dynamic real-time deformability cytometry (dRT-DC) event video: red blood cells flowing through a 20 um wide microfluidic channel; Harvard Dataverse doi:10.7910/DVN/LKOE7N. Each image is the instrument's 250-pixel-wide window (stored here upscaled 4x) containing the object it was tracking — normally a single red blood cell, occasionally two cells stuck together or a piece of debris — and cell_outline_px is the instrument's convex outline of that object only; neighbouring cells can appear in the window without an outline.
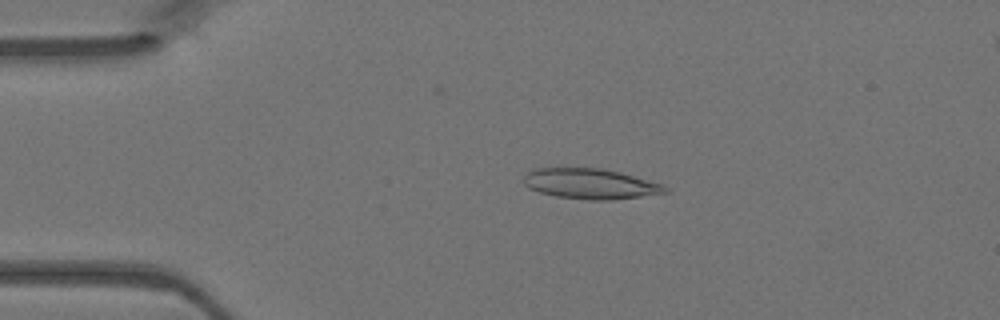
{"species": "Egyptian fruit bat (a non-hibernating species)", "species_latin": "Rousettus aegyptiacus", "temperature_condition": "warm", "stored_images_in_passage": 42, "camera_frame_rate_fps": 3000, "um_per_image_px": 0.085, "animal": {"sex": "female"}, "frame": {"image": 1, "passage_image": 5, "time_ms": 1.333, "image_size_px": [1000, 320], "cell_outline_px": [[668, 192], [612, 200], [588, 200], [556, 196], [540, 192], [528, 188], [524, 184], [524, 176], [528, 168], [600, 168], [620, 172], [664, 184], [668, 188]], "centroid_in_image_um": [50.15, 15.61], "position_along_channel_um": 34.8, "area_um2": 25.14}}
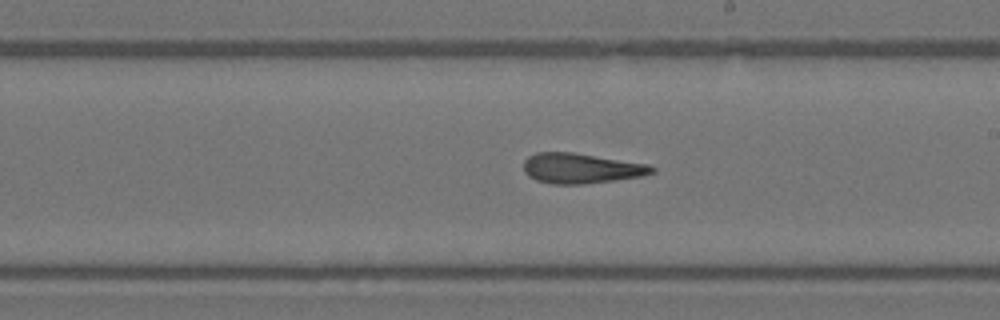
{"frame": {"image": 2, "passage_image": 22, "time_ms": 7.0, "image_size_px": [1000, 320], "cell_outline_px": [[656, 172], [640, 176], [616, 180], [584, 184], [552, 184], [536, 180], [528, 176], [524, 172], [524, 160], [528, 156], [536, 152], [572, 152], [648, 164], [656, 168]], "centroid_in_image_um": [49.38, 14.31], "position_along_channel_um": 239.6, "area_um2": 22.6}}
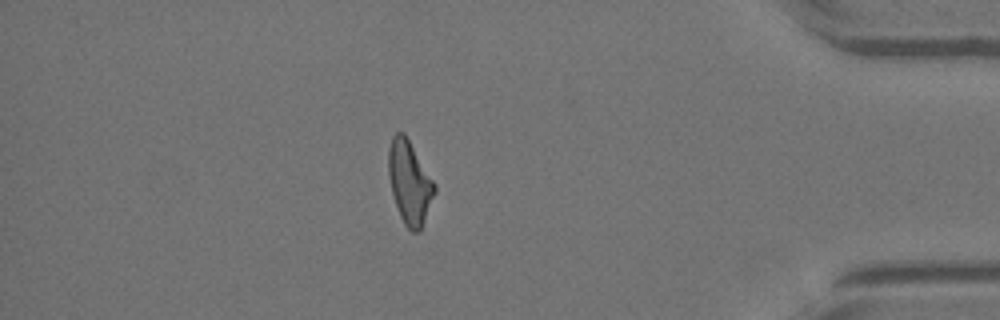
{"frame": {"image": 3, "passage_image": 36, "time_ms": 11.667, "image_size_px": [1000, 320], "cell_outline_px": [[436, 192], [420, 232], [412, 232], [404, 224], [400, 216], [392, 192], [388, 176], [388, 148], [392, 136], [396, 132], [404, 132], [436, 184]], "centroid_in_image_um": [34.82, 15.5], "position_along_channel_um": 400.4, "area_um2": 22.43}}